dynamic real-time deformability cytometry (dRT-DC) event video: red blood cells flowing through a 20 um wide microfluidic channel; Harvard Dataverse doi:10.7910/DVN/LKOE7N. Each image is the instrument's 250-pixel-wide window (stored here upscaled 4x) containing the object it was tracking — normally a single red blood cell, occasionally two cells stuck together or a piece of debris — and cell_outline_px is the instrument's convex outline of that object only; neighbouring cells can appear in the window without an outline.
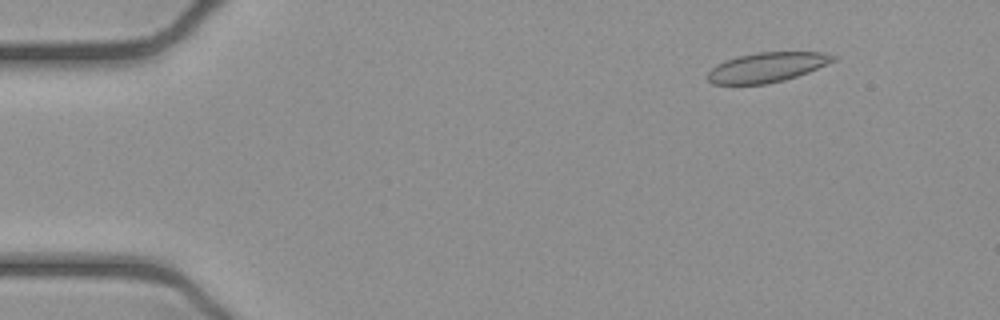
{"species": "common noctule bat (a hibernating species)", "species_latin": "Nyctalus noctula", "temperature_condition": "cold", "stored_images_in_passage": 14, "camera_frame_rate_fps": 3000, "um_per_image_px": 0.085, "animal": {"sex": "female", "body_mass_g": 21.9}, "frame": {"image": 1, "passage_image": 5, "time_ms": 1.333, "image_size_px": [1000, 320], "cell_outline_px": [[836, 60], [808, 72], [784, 80], [768, 84], [712, 84], [704, 76], [716, 64], [724, 60], [736, 56], [756, 52], [820, 52], [836, 56]], "centroid_in_image_um": [65.13, 5.72], "position_along_channel_um": 19.9, "area_um2": 21.85}}